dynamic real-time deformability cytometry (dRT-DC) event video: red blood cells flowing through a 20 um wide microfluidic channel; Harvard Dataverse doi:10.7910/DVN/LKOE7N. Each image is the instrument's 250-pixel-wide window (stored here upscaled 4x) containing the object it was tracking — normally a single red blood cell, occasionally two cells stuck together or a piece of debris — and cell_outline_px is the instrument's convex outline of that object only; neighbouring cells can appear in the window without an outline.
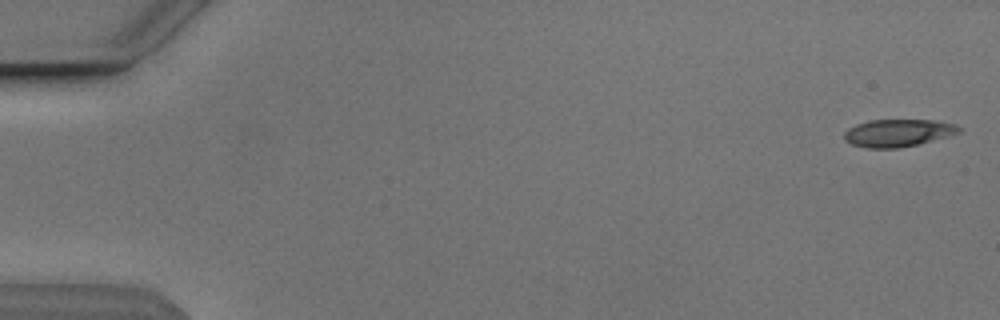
{"species": "Egyptian fruit bat (a non-hibernating species)", "species_latin": "Rousettus aegyptiacus", "temperature_condition": "cold", "stored_images_in_passage": 10, "camera_frame_rate_fps": 3000, "um_per_image_px": 0.085, "animal": {"sex": "male"}, "frame": {"image": 1, "passage_image": 1, "time_ms": 0.0, "image_size_px": [1000, 320], "cell_outline_px": [[964, 128], [960, 132], [948, 136], [900, 148], [868, 148], [852, 144], [844, 140], [844, 132], [848, 128], [856, 124], [872, 120], [932, 120], [956, 124]], "centroid_in_image_um": [76.33, 11.29], "position_along_channel_um": 8.7, "area_um2": 18.32}}